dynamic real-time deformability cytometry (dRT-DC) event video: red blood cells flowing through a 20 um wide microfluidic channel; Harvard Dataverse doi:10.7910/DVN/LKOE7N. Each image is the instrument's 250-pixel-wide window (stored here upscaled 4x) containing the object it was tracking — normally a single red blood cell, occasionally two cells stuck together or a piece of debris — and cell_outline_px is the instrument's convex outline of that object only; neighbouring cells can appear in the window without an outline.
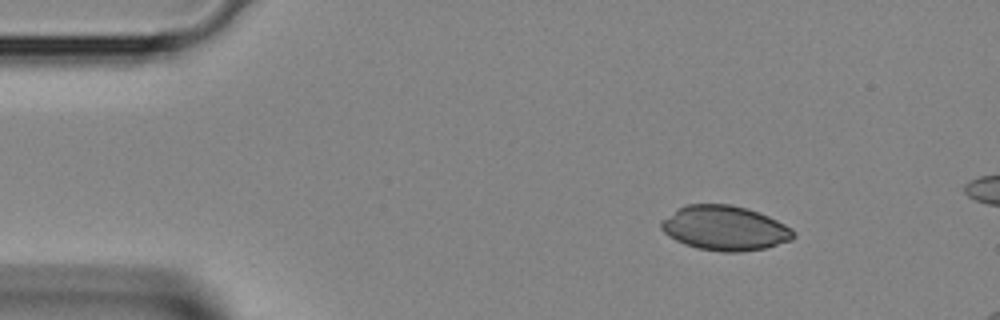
{"species": "Egyptian fruit bat (a non-hibernating species)", "species_latin": "Rousettus aegyptiacus", "temperature_condition": "room temperature", "stored_images_in_passage": 3, "camera_frame_rate_fps": 3000, "um_per_image_px": 0.085, "animal": {"sex": "female"}, "frame": {"image": 1, "passage_image": 1, "time_ms": 0.0, "image_size_px": [1000, 320], "cell_outline_px": [[796, 236], [792, 240], [764, 248], [736, 252], [724, 252], [700, 248], [684, 244], [668, 236], [660, 228], [660, 220], [680, 208], [688, 204], [732, 204], [748, 208], [768, 216], [792, 228], [796, 232]], "centroid_in_image_um": [61.62, 19.38], "position_along_channel_um": 23.4, "area_um2": 34.33}}